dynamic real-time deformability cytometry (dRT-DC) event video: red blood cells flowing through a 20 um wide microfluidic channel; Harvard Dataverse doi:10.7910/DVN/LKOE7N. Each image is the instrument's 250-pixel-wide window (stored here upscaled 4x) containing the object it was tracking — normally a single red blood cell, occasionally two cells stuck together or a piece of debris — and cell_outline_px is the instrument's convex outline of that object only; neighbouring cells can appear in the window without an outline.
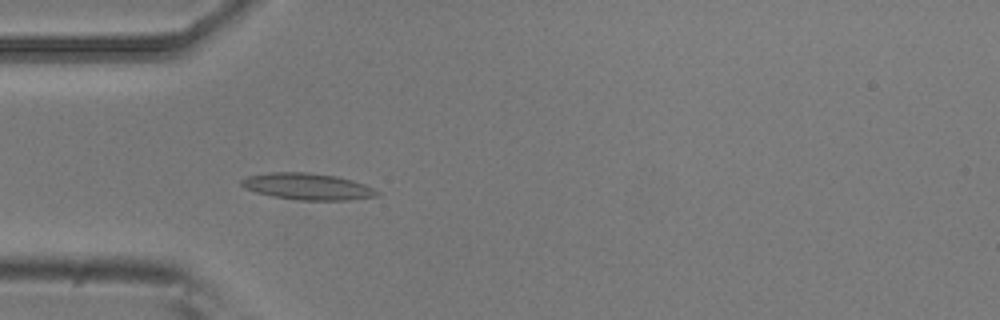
{"species": "common noctule bat (a hibernating species)", "species_latin": "Nyctalus noctula", "temperature_condition": "room temperature", "stored_images_in_passage": 4, "camera_frame_rate_fps": 3000, "um_per_image_px": 0.085, "animal": {"sex": "male", "body_mass_g": 20.5, "forearm_length_mm": 52.5}, "frame": {"image": 1, "passage_image": 4, "time_ms": 1.0, "image_size_px": [1000, 320], "cell_outline_px": [[380, 192], [376, 196], [348, 200], [296, 200], [272, 196], [256, 192], [244, 188], [240, 184], [240, 180], [248, 176], [268, 172], [308, 172], [336, 176], [352, 180], [364, 184]], "centroid_in_image_um": [26.1, 15.85], "position_along_channel_um": 58.9, "area_um2": 20.98}}